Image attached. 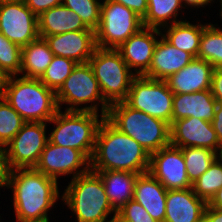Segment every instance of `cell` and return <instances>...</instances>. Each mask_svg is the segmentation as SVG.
<instances>
[{"mask_svg":"<svg viewBox=\"0 0 222 222\" xmlns=\"http://www.w3.org/2000/svg\"><path fill=\"white\" fill-rule=\"evenodd\" d=\"M59 182L35 168L11 170L6 188L13 193L16 222H50L49 211L57 204Z\"/></svg>","mask_w":222,"mask_h":222,"instance_id":"cell-1","label":"cell"},{"mask_svg":"<svg viewBox=\"0 0 222 222\" xmlns=\"http://www.w3.org/2000/svg\"><path fill=\"white\" fill-rule=\"evenodd\" d=\"M149 165L150 154L105 117L97 131L90 170L129 171L140 175L148 172Z\"/></svg>","mask_w":222,"mask_h":222,"instance_id":"cell-2","label":"cell"},{"mask_svg":"<svg viewBox=\"0 0 222 222\" xmlns=\"http://www.w3.org/2000/svg\"><path fill=\"white\" fill-rule=\"evenodd\" d=\"M65 187L61 201L75 215V221L110 222L117 216L109 203L102 179L96 172L89 170L73 178Z\"/></svg>","mask_w":222,"mask_h":222,"instance_id":"cell-3","label":"cell"},{"mask_svg":"<svg viewBox=\"0 0 222 222\" xmlns=\"http://www.w3.org/2000/svg\"><path fill=\"white\" fill-rule=\"evenodd\" d=\"M3 98L26 122L48 123L59 110L56 93L35 78L8 76Z\"/></svg>","mask_w":222,"mask_h":222,"instance_id":"cell-4","label":"cell"},{"mask_svg":"<svg viewBox=\"0 0 222 222\" xmlns=\"http://www.w3.org/2000/svg\"><path fill=\"white\" fill-rule=\"evenodd\" d=\"M106 118L150 155L170 145V125L167 122L135 110L125 102L110 105Z\"/></svg>","mask_w":222,"mask_h":222,"instance_id":"cell-5","label":"cell"},{"mask_svg":"<svg viewBox=\"0 0 222 222\" xmlns=\"http://www.w3.org/2000/svg\"><path fill=\"white\" fill-rule=\"evenodd\" d=\"M63 111L59 109L48 122L54 124L48 133L49 142L80 150L91 160L97 131L105 116L89 111Z\"/></svg>","mask_w":222,"mask_h":222,"instance_id":"cell-6","label":"cell"},{"mask_svg":"<svg viewBox=\"0 0 222 222\" xmlns=\"http://www.w3.org/2000/svg\"><path fill=\"white\" fill-rule=\"evenodd\" d=\"M56 100L60 110L65 104V111H89L99 114L100 110V114L105 117L109 111V105L103 98L89 62L77 63L56 92Z\"/></svg>","mask_w":222,"mask_h":222,"instance_id":"cell-7","label":"cell"},{"mask_svg":"<svg viewBox=\"0 0 222 222\" xmlns=\"http://www.w3.org/2000/svg\"><path fill=\"white\" fill-rule=\"evenodd\" d=\"M105 102L110 106L124 102L132 80L137 76L117 49L97 47L89 59Z\"/></svg>","mask_w":222,"mask_h":222,"instance_id":"cell-8","label":"cell"},{"mask_svg":"<svg viewBox=\"0 0 222 222\" xmlns=\"http://www.w3.org/2000/svg\"><path fill=\"white\" fill-rule=\"evenodd\" d=\"M143 27L142 18L131 9L112 0H102L100 23L95 30L97 47L117 49Z\"/></svg>","mask_w":222,"mask_h":222,"instance_id":"cell-9","label":"cell"},{"mask_svg":"<svg viewBox=\"0 0 222 222\" xmlns=\"http://www.w3.org/2000/svg\"><path fill=\"white\" fill-rule=\"evenodd\" d=\"M173 96L174 93L165 80L136 76L124 102L135 110L143 111L171 125Z\"/></svg>","mask_w":222,"mask_h":222,"instance_id":"cell-10","label":"cell"},{"mask_svg":"<svg viewBox=\"0 0 222 222\" xmlns=\"http://www.w3.org/2000/svg\"><path fill=\"white\" fill-rule=\"evenodd\" d=\"M47 123L26 122L6 145L11 168H35L48 140Z\"/></svg>","mask_w":222,"mask_h":222,"instance_id":"cell-11","label":"cell"},{"mask_svg":"<svg viewBox=\"0 0 222 222\" xmlns=\"http://www.w3.org/2000/svg\"><path fill=\"white\" fill-rule=\"evenodd\" d=\"M35 169L57 181L64 175L72 180L90 170V160L80 150L48 141Z\"/></svg>","mask_w":222,"mask_h":222,"instance_id":"cell-12","label":"cell"},{"mask_svg":"<svg viewBox=\"0 0 222 222\" xmlns=\"http://www.w3.org/2000/svg\"><path fill=\"white\" fill-rule=\"evenodd\" d=\"M0 32L22 48L39 37L38 17L24 1L0 3Z\"/></svg>","mask_w":222,"mask_h":222,"instance_id":"cell-13","label":"cell"},{"mask_svg":"<svg viewBox=\"0 0 222 222\" xmlns=\"http://www.w3.org/2000/svg\"><path fill=\"white\" fill-rule=\"evenodd\" d=\"M148 172L167 190L192 187L181 148L169 145L151 154Z\"/></svg>","mask_w":222,"mask_h":222,"instance_id":"cell-14","label":"cell"},{"mask_svg":"<svg viewBox=\"0 0 222 222\" xmlns=\"http://www.w3.org/2000/svg\"><path fill=\"white\" fill-rule=\"evenodd\" d=\"M170 145L178 148H207L217 154L221 148L212 123L196 117H187L171 123Z\"/></svg>","mask_w":222,"mask_h":222,"instance_id":"cell-15","label":"cell"},{"mask_svg":"<svg viewBox=\"0 0 222 222\" xmlns=\"http://www.w3.org/2000/svg\"><path fill=\"white\" fill-rule=\"evenodd\" d=\"M161 35L160 29L143 27L117 48L137 76H142L149 69L155 45Z\"/></svg>","mask_w":222,"mask_h":222,"instance_id":"cell-16","label":"cell"},{"mask_svg":"<svg viewBox=\"0 0 222 222\" xmlns=\"http://www.w3.org/2000/svg\"><path fill=\"white\" fill-rule=\"evenodd\" d=\"M45 40L54 56L70 58L76 63H87L97 48L94 30L70 31L46 36Z\"/></svg>","mask_w":222,"mask_h":222,"instance_id":"cell-17","label":"cell"},{"mask_svg":"<svg viewBox=\"0 0 222 222\" xmlns=\"http://www.w3.org/2000/svg\"><path fill=\"white\" fill-rule=\"evenodd\" d=\"M193 59L194 57L190 53L176 48L161 35L155 45L150 67L142 76L155 80H166Z\"/></svg>","mask_w":222,"mask_h":222,"instance_id":"cell-18","label":"cell"},{"mask_svg":"<svg viewBox=\"0 0 222 222\" xmlns=\"http://www.w3.org/2000/svg\"><path fill=\"white\" fill-rule=\"evenodd\" d=\"M207 203L199 198L192 187L167 190L164 222H203Z\"/></svg>","mask_w":222,"mask_h":222,"instance_id":"cell-19","label":"cell"},{"mask_svg":"<svg viewBox=\"0 0 222 222\" xmlns=\"http://www.w3.org/2000/svg\"><path fill=\"white\" fill-rule=\"evenodd\" d=\"M214 67L203 59L194 58L165 82L174 94L193 93L211 88Z\"/></svg>","mask_w":222,"mask_h":222,"instance_id":"cell-20","label":"cell"},{"mask_svg":"<svg viewBox=\"0 0 222 222\" xmlns=\"http://www.w3.org/2000/svg\"><path fill=\"white\" fill-rule=\"evenodd\" d=\"M216 106L217 102L210 89L174 94L171 123L187 117H196L211 122L214 119Z\"/></svg>","mask_w":222,"mask_h":222,"instance_id":"cell-21","label":"cell"},{"mask_svg":"<svg viewBox=\"0 0 222 222\" xmlns=\"http://www.w3.org/2000/svg\"><path fill=\"white\" fill-rule=\"evenodd\" d=\"M167 189L149 172L138 175L133 199L157 222H164Z\"/></svg>","mask_w":222,"mask_h":222,"instance_id":"cell-22","label":"cell"},{"mask_svg":"<svg viewBox=\"0 0 222 222\" xmlns=\"http://www.w3.org/2000/svg\"><path fill=\"white\" fill-rule=\"evenodd\" d=\"M93 30L88 28L81 17L65 5L60 4L38 16L39 37L63 34L70 31Z\"/></svg>","mask_w":222,"mask_h":222,"instance_id":"cell-23","label":"cell"},{"mask_svg":"<svg viewBox=\"0 0 222 222\" xmlns=\"http://www.w3.org/2000/svg\"><path fill=\"white\" fill-rule=\"evenodd\" d=\"M92 171L96 172L102 179L109 203L116 213L133 199L135 182L139 174L129 171Z\"/></svg>","mask_w":222,"mask_h":222,"instance_id":"cell-24","label":"cell"},{"mask_svg":"<svg viewBox=\"0 0 222 222\" xmlns=\"http://www.w3.org/2000/svg\"><path fill=\"white\" fill-rule=\"evenodd\" d=\"M53 57L54 54L45 38L38 37L22 47L20 76L39 79Z\"/></svg>","mask_w":222,"mask_h":222,"instance_id":"cell-25","label":"cell"},{"mask_svg":"<svg viewBox=\"0 0 222 222\" xmlns=\"http://www.w3.org/2000/svg\"><path fill=\"white\" fill-rule=\"evenodd\" d=\"M204 23L192 24L186 19L161 29L162 36L173 46L197 58Z\"/></svg>","mask_w":222,"mask_h":222,"instance_id":"cell-26","label":"cell"},{"mask_svg":"<svg viewBox=\"0 0 222 222\" xmlns=\"http://www.w3.org/2000/svg\"><path fill=\"white\" fill-rule=\"evenodd\" d=\"M181 0H148L147 14L142 19L144 27L162 29L165 26L183 21L178 19L184 12ZM183 10V11H182Z\"/></svg>","mask_w":222,"mask_h":222,"instance_id":"cell-27","label":"cell"},{"mask_svg":"<svg viewBox=\"0 0 222 222\" xmlns=\"http://www.w3.org/2000/svg\"><path fill=\"white\" fill-rule=\"evenodd\" d=\"M197 58L205 60L214 68L222 67V29L218 24L204 23Z\"/></svg>","mask_w":222,"mask_h":222,"instance_id":"cell-28","label":"cell"},{"mask_svg":"<svg viewBox=\"0 0 222 222\" xmlns=\"http://www.w3.org/2000/svg\"><path fill=\"white\" fill-rule=\"evenodd\" d=\"M186 165L189 181L194 183L203 173H205L212 162L217 158V153L199 147L181 148Z\"/></svg>","mask_w":222,"mask_h":222,"instance_id":"cell-29","label":"cell"},{"mask_svg":"<svg viewBox=\"0 0 222 222\" xmlns=\"http://www.w3.org/2000/svg\"><path fill=\"white\" fill-rule=\"evenodd\" d=\"M222 187V162L217 157L194 183L193 192L207 204Z\"/></svg>","mask_w":222,"mask_h":222,"instance_id":"cell-30","label":"cell"},{"mask_svg":"<svg viewBox=\"0 0 222 222\" xmlns=\"http://www.w3.org/2000/svg\"><path fill=\"white\" fill-rule=\"evenodd\" d=\"M76 65L70 58L54 56L39 80L56 93Z\"/></svg>","mask_w":222,"mask_h":222,"instance_id":"cell-31","label":"cell"},{"mask_svg":"<svg viewBox=\"0 0 222 222\" xmlns=\"http://www.w3.org/2000/svg\"><path fill=\"white\" fill-rule=\"evenodd\" d=\"M25 123L17 111L4 98H0V144L6 146Z\"/></svg>","mask_w":222,"mask_h":222,"instance_id":"cell-32","label":"cell"},{"mask_svg":"<svg viewBox=\"0 0 222 222\" xmlns=\"http://www.w3.org/2000/svg\"><path fill=\"white\" fill-rule=\"evenodd\" d=\"M22 48L0 32V70L8 76H20Z\"/></svg>","mask_w":222,"mask_h":222,"instance_id":"cell-33","label":"cell"},{"mask_svg":"<svg viewBox=\"0 0 222 222\" xmlns=\"http://www.w3.org/2000/svg\"><path fill=\"white\" fill-rule=\"evenodd\" d=\"M62 4L76 12L88 28H98L102 0H62Z\"/></svg>","mask_w":222,"mask_h":222,"instance_id":"cell-34","label":"cell"},{"mask_svg":"<svg viewBox=\"0 0 222 222\" xmlns=\"http://www.w3.org/2000/svg\"><path fill=\"white\" fill-rule=\"evenodd\" d=\"M117 217L123 222H157L154 220L134 199L127 202L120 211L117 212Z\"/></svg>","mask_w":222,"mask_h":222,"instance_id":"cell-35","label":"cell"},{"mask_svg":"<svg viewBox=\"0 0 222 222\" xmlns=\"http://www.w3.org/2000/svg\"><path fill=\"white\" fill-rule=\"evenodd\" d=\"M24 3L38 17L46 10L62 4V0H24Z\"/></svg>","mask_w":222,"mask_h":222,"instance_id":"cell-36","label":"cell"},{"mask_svg":"<svg viewBox=\"0 0 222 222\" xmlns=\"http://www.w3.org/2000/svg\"><path fill=\"white\" fill-rule=\"evenodd\" d=\"M11 168L8 163L7 147L0 144V188L5 189L10 177Z\"/></svg>","mask_w":222,"mask_h":222,"instance_id":"cell-37","label":"cell"},{"mask_svg":"<svg viewBox=\"0 0 222 222\" xmlns=\"http://www.w3.org/2000/svg\"><path fill=\"white\" fill-rule=\"evenodd\" d=\"M210 90L216 102L222 103V67L214 68Z\"/></svg>","mask_w":222,"mask_h":222,"instance_id":"cell-38","label":"cell"},{"mask_svg":"<svg viewBox=\"0 0 222 222\" xmlns=\"http://www.w3.org/2000/svg\"><path fill=\"white\" fill-rule=\"evenodd\" d=\"M134 11L142 19L147 14L148 0H112Z\"/></svg>","mask_w":222,"mask_h":222,"instance_id":"cell-39","label":"cell"},{"mask_svg":"<svg viewBox=\"0 0 222 222\" xmlns=\"http://www.w3.org/2000/svg\"><path fill=\"white\" fill-rule=\"evenodd\" d=\"M211 123L222 146V103H217L214 119Z\"/></svg>","mask_w":222,"mask_h":222,"instance_id":"cell-40","label":"cell"},{"mask_svg":"<svg viewBox=\"0 0 222 222\" xmlns=\"http://www.w3.org/2000/svg\"><path fill=\"white\" fill-rule=\"evenodd\" d=\"M182 1V5L185 9H189L191 8H205L206 6H211V3H215L214 1L216 0H181ZM219 4H220V10H219V16L222 19V1L219 0ZM187 7V8H186Z\"/></svg>","mask_w":222,"mask_h":222,"instance_id":"cell-41","label":"cell"},{"mask_svg":"<svg viewBox=\"0 0 222 222\" xmlns=\"http://www.w3.org/2000/svg\"><path fill=\"white\" fill-rule=\"evenodd\" d=\"M203 222H222V209H216L207 204Z\"/></svg>","mask_w":222,"mask_h":222,"instance_id":"cell-42","label":"cell"},{"mask_svg":"<svg viewBox=\"0 0 222 222\" xmlns=\"http://www.w3.org/2000/svg\"><path fill=\"white\" fill-rule=\"evenodd\" d=\"M208 205L216 209H222V187L217 191V193L211 199Z\"/></svg>","mask_w":222,"mask_h":222,"instance_id":"cell-43","label":"cell"},{"mask_svg":"<svg viewBox=\"0 0 222 222\" xmlns=\"http://www.w3.org/2000/svg\"><path fill=\"white\" fill-rule=\"evenodd\" d=\"M7 76L0 70V98H3Z\"/></svg>","mask_w":222,"mask_h":222,"instance_id":"cell-44","label":"cell"},{"mask_svg":"<svg viewBox=\"0 0 222 222\" xmlns=\"http://www.w3.org/2000/svg\"><path fill=\"white\" fill-rule=\"evenodd\" d=\"M24 0H0V3H5V2H23Z\"/></svg>","mask_w":222,"mask_h":222,"instance_id":"cell-45","label":"cell"},{"mask_svg":"<svg viewBox=\"0 0 222 222\" xmlns=\"http://www.w3.org/2000/svg\"><path fill=\"white\" fill-rule=\"evenodd\" d=\"M217 157L219 158V160L222 162V146L217 154Z\"/></svg>","mask_w":222,"mask_h":222,"instance_id":"cell-46","label":"cell"},{"mask_svg":"<svg viewBox=\"0 0 222 222\" xmlns=\"http://www.w3.org/2000/svg\"><path fill=\"white\" fill-rule=\"evenodd\" d=\"M110 222H123V221L120 220L117 216H115L112 218V220Z\"/></svg>","mask_w":222,"mask_h":222,"instance_id":"cell-47","label":"cell"}]
</instances>
